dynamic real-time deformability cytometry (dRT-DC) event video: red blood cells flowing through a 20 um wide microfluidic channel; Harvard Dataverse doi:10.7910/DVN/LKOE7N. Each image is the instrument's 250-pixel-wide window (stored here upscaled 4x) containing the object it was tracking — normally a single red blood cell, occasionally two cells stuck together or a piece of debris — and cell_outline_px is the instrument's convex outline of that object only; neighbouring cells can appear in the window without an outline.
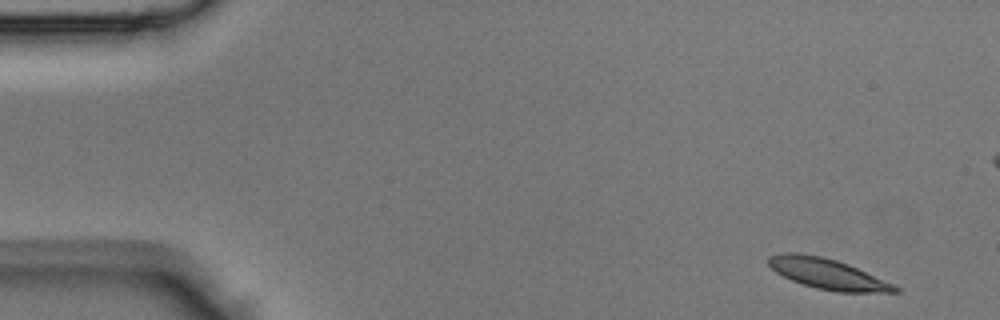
{"species": "Egyptian fruit bat (a non-hibernating species)", "species_latin": "Rousettus aegyptiacus", "temperature_condition": "room temperature", "stored_images_in_passage": 43, "camera_frame_rate_fps": 3000, "um_per_image_px": 0.085, "animal": {"sex": "male"}, "frame": {"image": 1, "passage_image": 2, "time_ms": 0.333, "image_size_px": [1000, 320], "cell_outline_px": [[900, 292], [836, 292], [816, 288], [792, 280], [776, 272], [768, 264], [768, 256], [784, 252], [796, 252], [820, 256], [836, 260], [848, 264], [892, 284], [900, 288]], "centroid_in_image_um": [70.31, 23.27], "position_along_channel_um": 14.7, "area_um2": 22.14}}
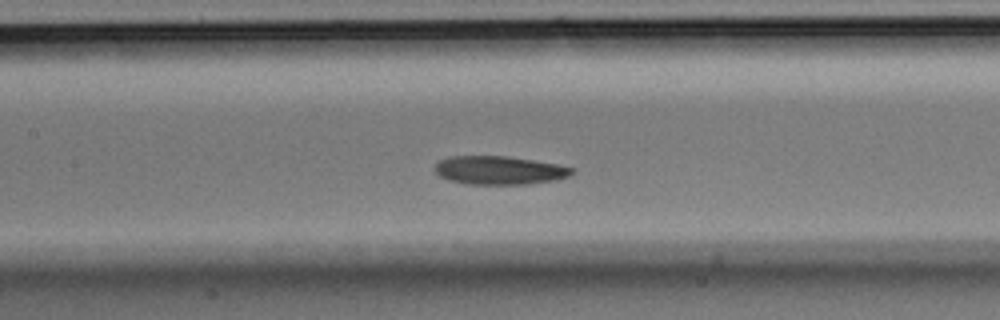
{"frame": {"image": 2, "passage_image": 19, "time_ms": 6.0, "image_size_px": [1000, 320], "cell_outline_px": [[576, 172], [568, 176], [556, 180], [528, 184], [468, 184], [448, 180], [440, 176], [436, 172], [436, 164], [440, 160], [452, 156], [504, 156], [532, 160], [556, 164], [572, 168]], "centroid_in_image_um": [42.45, 14.48], "position_along_channel_um": 164.9, "area_um2": 22.54}}
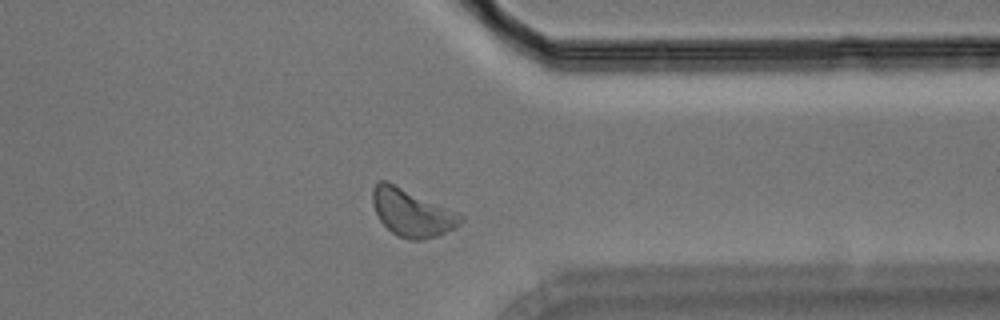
{"frame": {"image": 3, "passage_image": 33, "time_ms": 10.667, "image_size_px": [1000, 320], "cell_outline_px": [[464, 220], [456, 228], [436, 236], [420, 240], [408, 240], [392, 232], [380, 220], [372, 204], [372, 188], [380, 180], [384, 180], [460, 212], [464, 216]], "centroid_in_image_um": [35.05, 18.09], "position_along_channel_um": 376.4, "area_um2": 24.28}}